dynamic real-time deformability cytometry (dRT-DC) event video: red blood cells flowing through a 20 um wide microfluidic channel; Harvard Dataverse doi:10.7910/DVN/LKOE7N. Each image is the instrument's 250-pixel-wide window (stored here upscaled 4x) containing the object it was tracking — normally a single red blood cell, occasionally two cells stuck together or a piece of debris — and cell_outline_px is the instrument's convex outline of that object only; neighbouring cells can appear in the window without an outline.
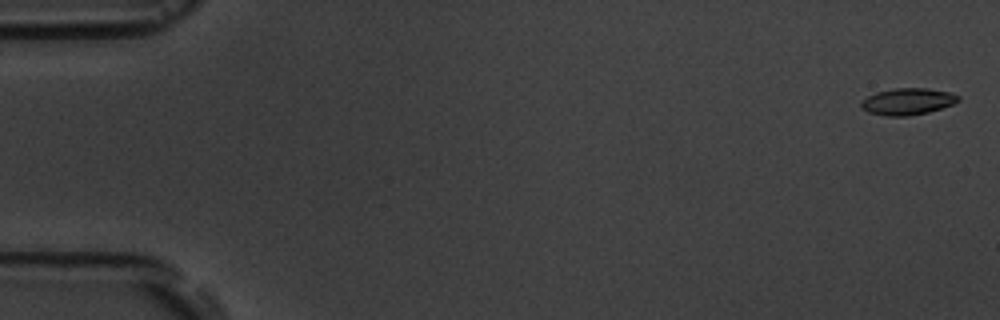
{"species": "common noctule bat (a hibernating species)", "species_latin": "Nyctalus noctula", "temperature_condition": "room temperature", "stored_images_in_passage": 7, "camera_frame_rate_fps": 3000, "um_per_image_px": 0.085, "animal": {"sex": "male", "body_mass_g": 19.5, "forearm_length_mm": 54.6}, "frame": {"image": 1, "passage_image": 1, "time_ms": 0.0, "image_size_px": [1000, 320], "cell_outline_px": [[960, 100], [952, 104], [928, 112], [908, 116], [888, 116], [868, 112], [860, 108], [860, 104], [868, 96], [876, 92], [892, 88], [928, 88], [948, 92], [960, 96]], "centroid_in_image_um": [77.13, 8.62], "position_along_channel_um": 7.9, "area_um2": 15.03}}
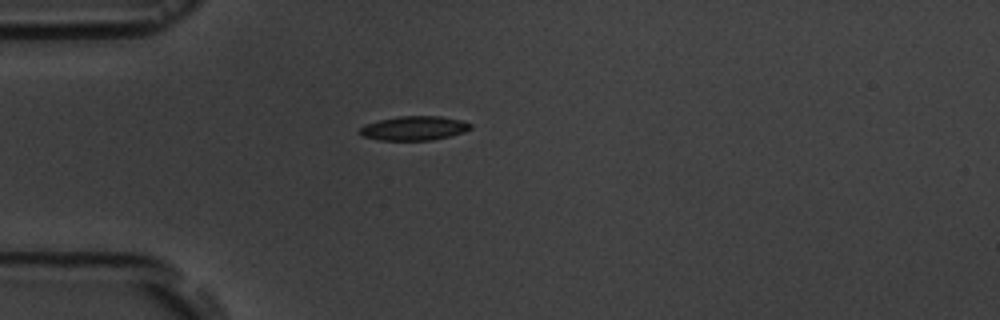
{"frame": {"image": 2, "passage_image": 5, "time_ms": 4.667, "image_size_px": [1000, 320], "cell_outline_px": [[472, 128], [464, 132], [432, 140], [380, 140], [360, 136], [356, 132], [364, 124], [380, 120], [400, 116], [440, 116], [460, 120], [472, 124]], "centroid_in_image_um": [35.15, 10.9], "position_along_channel_um": 49.9, "area_um2": 15.66}}
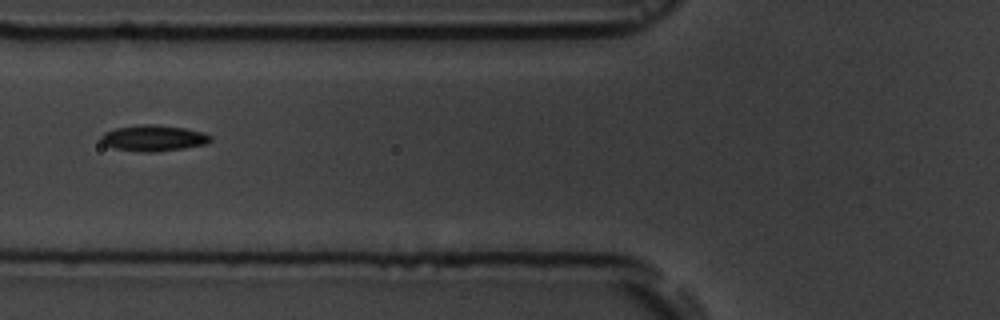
{"frame": {"image": 3, "passage_image": 7, "time_ms": 6.667, "image_size_px": [1000, 320], "cell_outline_px": [[212, 140], [208, 144], [184, 148], [156, 152], [140, 152], [112, 148], [104, 144], [100, 140], [100, 136], [104, 132], [116, 128], [144, 124], [156, 124], [184, 128], [204, 132], [212, 136]], "centroid_in_image_um": [13.06, 11.74], "position_along_channel_um": 112.7, "area_um2": 16.82}}